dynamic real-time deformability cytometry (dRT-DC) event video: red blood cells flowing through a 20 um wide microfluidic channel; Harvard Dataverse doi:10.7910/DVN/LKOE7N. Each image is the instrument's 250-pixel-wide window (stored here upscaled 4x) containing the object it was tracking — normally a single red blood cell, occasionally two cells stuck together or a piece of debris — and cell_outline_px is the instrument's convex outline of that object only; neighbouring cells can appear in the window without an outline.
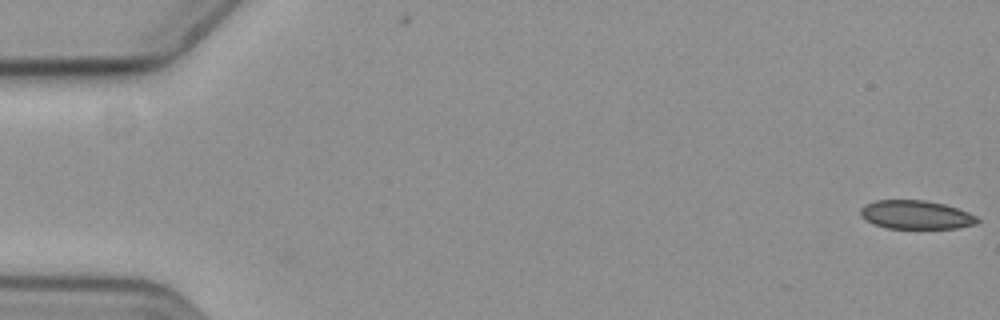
{"species": "common noctule bat (a hibernating species)", "species_latin": "Nyctalus noctula", "temperature_condition": "cold", "stored_images_in_passage": 59, "camera_frame_rate_fps": 3000, "um_per_image_px": 0.085, "animal": {"sex": "female", "body_mass_g": 19.3, "forearm_length_mm": 54.1}, "frame": {"image": 1, "passage_image": 1, "time_ms": 0.0, "image_size_px": [1000, 320], "cell_outline_px": [[980, 220], [976, 224], [956, 228], [888, 228], [876, 224], [860, 216], [860, 208], [864, 204], [876, 200], [924, 200], [944, 204], [968, 212], [976, 216]], "centroid_in_image_um": [77.85, 18.25], "position_along_channel_um": 7.1, "area_um2": 19.36}}
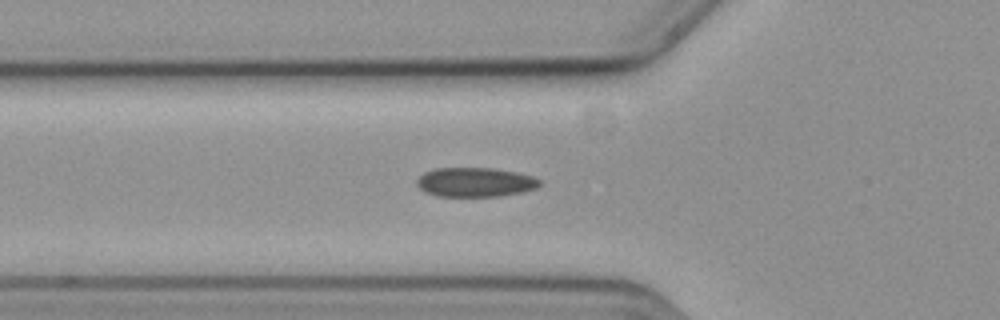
{"frame": {"image": 2, "passage_image": 21, "time_ms": 6.667, "image_size_px": [1000, 320], "cell_outline_px": [[540, 184], [536, 188], [524, 192], [500, 196], [436, 196], [424, 192], [416, 184], [416, 180], [424, 172], [436, 168], [492, 168], [516, 172], [532, 176], [540, 180]], "centroid_in_image_um": [40.38, 15.49], "position_along_channel_um": 85.4, "area_um2": 21.04}}
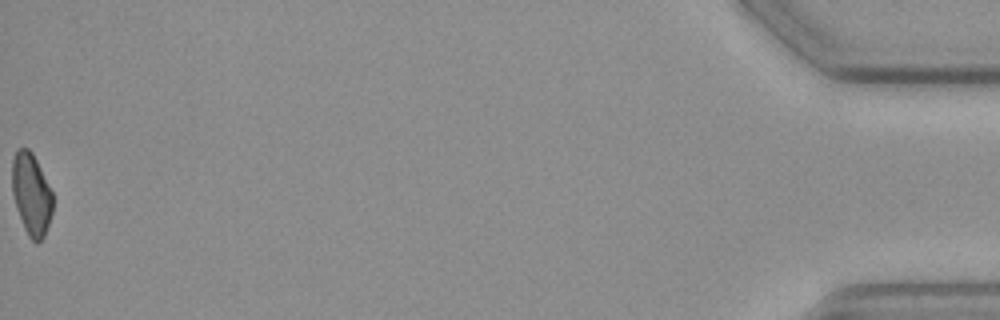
{"frame": {"image": 3, "passage_image": 59, "time_ms": 19.333, "image_size_px": [1000, 320], "cell_outline_px": [[52, 212], [44, 236], [36, 244], [28, 236], [24, 228], [16, 208], [12, 192], [12, 160], [16, 148], [28, 148], [32, 152], [52, 192]], "centroid_in_image_um": [2.64, 16.5], "position_along_channel_um": 432.6, "area_um2": 19.31}, "authors_computed_cell_mechanics": {"area_um2": 20.808, "velocity_mm_per_s": 3.5822, "shape_relaxation_time_tau1_ms": 9.0685, "shape_relaxation_time_tau2_ms": 5.204, "deformation_change_tau1": 0.1329, "deformation_change_tau2": 0.106}}